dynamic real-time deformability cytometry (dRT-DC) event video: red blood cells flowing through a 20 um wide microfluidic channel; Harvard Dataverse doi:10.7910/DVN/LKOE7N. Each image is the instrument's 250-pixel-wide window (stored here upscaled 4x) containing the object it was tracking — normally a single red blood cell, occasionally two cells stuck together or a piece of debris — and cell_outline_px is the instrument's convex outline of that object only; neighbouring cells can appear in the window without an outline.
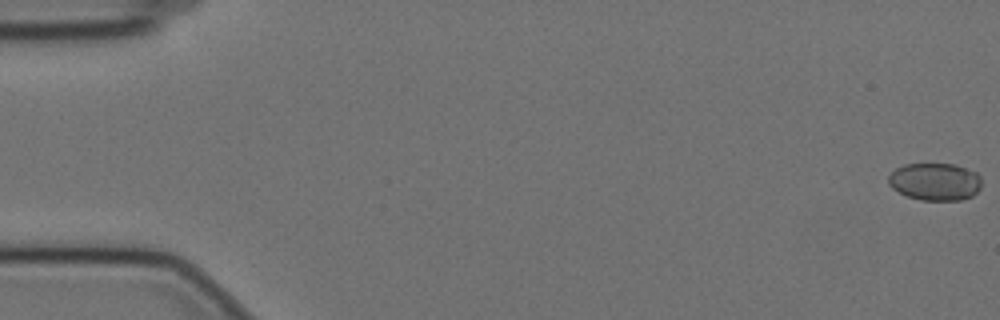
{"species": "Egyptian fruit bat (a non-hibernating species)", "species_latin": "Rousettus aegyptiacus", "temperature_condition": "cold", "stored_images_in_passage": 11, "camera_frame_rate_fps": 3000, "um_per_image_px": 0.085, "animal": {"sex": "female"}, "frame": {"image": 1, "passage_image": 1, "time_ms": 0.0, "image_size_px": [1000, 320], "cell_outline_px": [[980, 188], [972, 196], [960, 200], [920, 200], [908, 196], [892, 188], [888, 184], [888, 176], [896, 168], [904, 164], [956, 164], [976, 172], [980, 176]], "centroid_in_image_um": [79.47, 15.44], "position_along_channel_um": 5.5, "area_um2": 20.35}}